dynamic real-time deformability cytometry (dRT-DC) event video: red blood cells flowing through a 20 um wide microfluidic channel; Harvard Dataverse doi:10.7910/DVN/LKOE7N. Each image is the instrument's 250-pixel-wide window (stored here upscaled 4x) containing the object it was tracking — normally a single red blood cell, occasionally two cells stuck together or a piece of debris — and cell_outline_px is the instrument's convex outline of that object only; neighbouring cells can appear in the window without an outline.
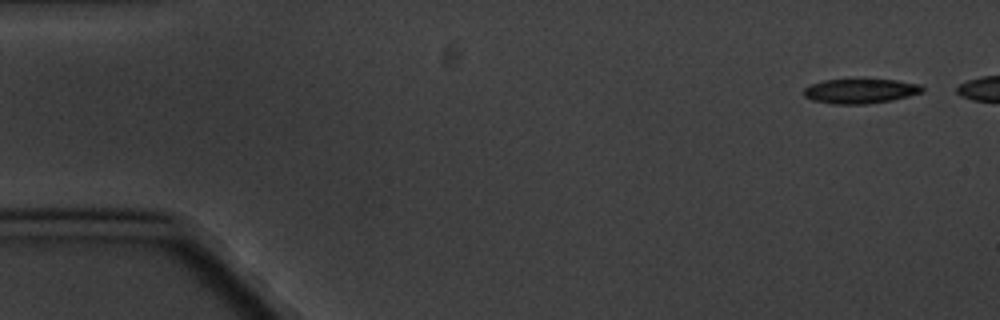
{"species": "common noctule bat (a hibernating species)", "species_latin": "Nyctalus noctula", "temperature_condition": "cold", "stored_images_in_passage": 6, "camera_frame_rate_fps": 3000, "um_per_image_px": 0.085, "animal": {"sex": "male", "body_mass_g": 20.1, "forearm_length_mm": 53.5}, "frame": {"image": 1, "passage_image": 1, "time_ms": 0.0, "image_size_px": [1000, 320], "cell_outline_px": [[924, 92], [892, 100], [864, 104], [832, 104], [812, 100], [804, 96], [804, 88], [812, 84], [824, 80], [852, 76], [864, 76], [896, 80], [920, 84], [924, 88]], "centroid_in_image_um": [73.13, 7.67], "position_along_channel_um": 11.9, "area_um2": 18.09}}